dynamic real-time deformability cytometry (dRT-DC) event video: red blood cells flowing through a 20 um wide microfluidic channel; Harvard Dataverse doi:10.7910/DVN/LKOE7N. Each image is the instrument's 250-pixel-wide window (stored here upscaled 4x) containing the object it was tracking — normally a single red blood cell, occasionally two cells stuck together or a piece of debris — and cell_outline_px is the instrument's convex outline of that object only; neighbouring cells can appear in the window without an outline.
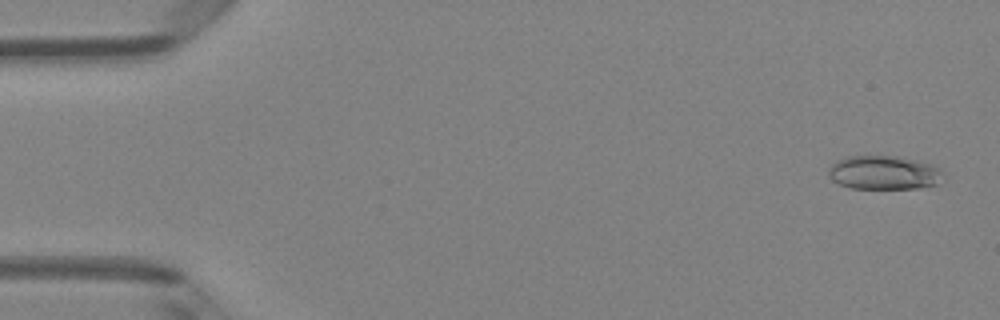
{"species": "Egyptian fruit bat (a non-hibernating species)", "species_latin": "Rousettus aegyptiacus", "temperature_condition": "room temperature", "stored_images_in_passage": 5, "camera_frame_rate_fps": 3000, "um_per_image_px": 0.085, "animal": {"sex": "female"}, "frame": {"image": 1, "passage_image": 1, "time_ms": 0.0, "image_size_px": [1000, 320], "cell_outline_px": [[944, 180], [936, 184], [916, 188], [852, 188], [840, 184], [832, 180], [828, 176], [828, 168], [836, 160], [848, 156], [900, 156], [932, 164], [940, 168], [944, 172]], "centroid_in_image_um": [75.16, 14.66], "position_along_channel_um": 9.8, "area_um2": 22.83}}
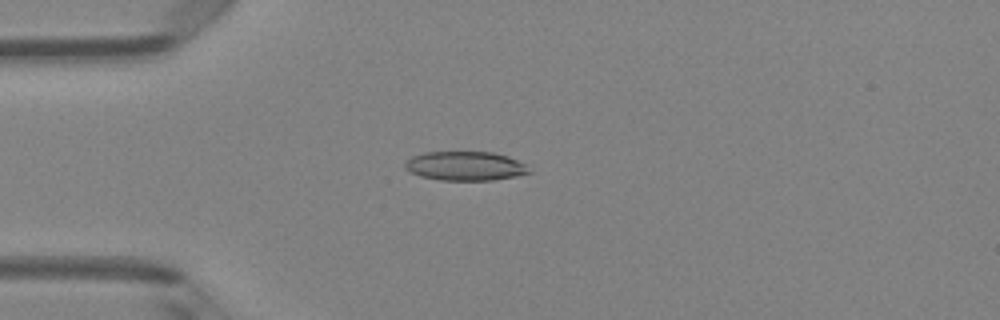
{"frame": {"image": 2, "passage_image": 4, "time_ms": 3.667, "image_size_px": [1000, 320], "cell_outline_px": [[532, 172], [516, 176], [492, 180], [440, 180], [420, 176], [408, 172], [404, 168], [404, 164], [412, 156], [424, 152], [492, 152], [508, 156], [524, 164]], "centroid_in_image_um": [39.51, 14.11], "position_along_channel_um": 45.5, "area_um2": 21.04}}